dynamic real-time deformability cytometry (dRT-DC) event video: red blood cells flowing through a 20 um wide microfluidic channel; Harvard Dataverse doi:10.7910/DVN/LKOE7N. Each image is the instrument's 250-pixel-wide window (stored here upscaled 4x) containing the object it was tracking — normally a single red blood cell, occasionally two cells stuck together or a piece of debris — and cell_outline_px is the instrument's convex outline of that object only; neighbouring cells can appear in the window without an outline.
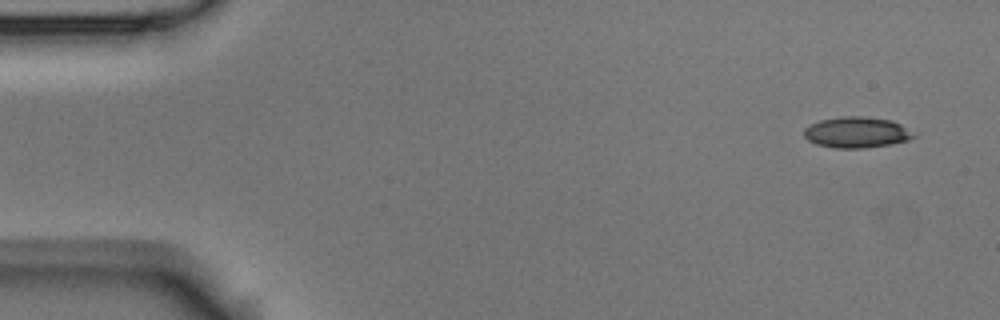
{"species": "Egyptian fruit bat (a non-hibernating species)", "species_latin": "Rousettus aegyptiacus", "temperature_condition": "room temperature", "stored_images_in_passage": 5, "camera_frame_rate_fps": 3000, "um_per_image_px": 0.085, "animal": {"sex": "male"}, "frame": {"image": 1, "passage_image": 1, "time_ms": 0.0, "image_size_px": [1000, 320], "cell_outline_px": [[920, 132], [916, 136], [908, 140], [888, 144], [864, 148], [836, 148], [816, 144], [808, 140], [804, 136], [804, 128], [820, 120], [844, 116], [860, 116], [892, 120]], "centroid_in_image_um": [72.89, 11.24], "position_along_channel_um": 12.1, "area_um2": 19.94}}